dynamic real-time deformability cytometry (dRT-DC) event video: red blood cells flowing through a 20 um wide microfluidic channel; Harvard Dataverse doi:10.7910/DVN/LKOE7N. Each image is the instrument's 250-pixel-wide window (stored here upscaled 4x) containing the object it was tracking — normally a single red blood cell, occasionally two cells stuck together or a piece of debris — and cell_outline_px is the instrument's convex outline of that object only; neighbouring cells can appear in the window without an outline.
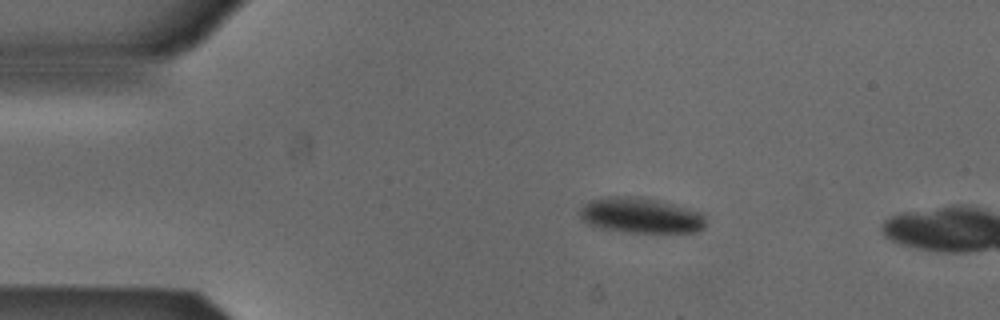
{"species": "Egyptian fruit bat (a non-hibernating species)", "species_latin": "Rousettus aegyptiacus", "temperature_condition": "cold", "stored_images_in_passage": 4, "camera_frame_rate_fps": 3000, "um_per_image_px": 0.085, "animal": {"sex": "male"}, "frame": {"image": 1, "passage_image": 2, "time_ms": 0.333, "image_size_px": [1000, 320], "cell_outline_px": [[704, 228], [696, 232], [628, 232], [600, 228], [588, 224], [580, 220], [580, 208], [588, 200], [608, 196], [640, 196], [672, 204], [700, 212], [704, 216]], "centroid_in_image_um": [54.39, 18.3], "position_along_channel_um": 30.6, "area_um2": 26.01}}